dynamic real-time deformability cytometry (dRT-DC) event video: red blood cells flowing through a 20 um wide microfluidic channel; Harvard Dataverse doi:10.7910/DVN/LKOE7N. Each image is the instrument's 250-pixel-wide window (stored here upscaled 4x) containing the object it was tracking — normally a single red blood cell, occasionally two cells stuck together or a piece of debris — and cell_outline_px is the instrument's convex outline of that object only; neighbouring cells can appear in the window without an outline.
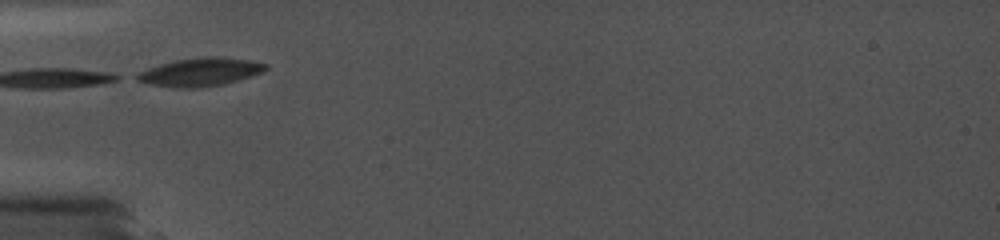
{"species": "common noctule bat (a hibernating species)", "species_latin": "Nyctalus noctula", "temperature_condition": "cold", "stored_images_in_passage": 20, "camera_frame_rate_fps": 5000, "um_per_image_px": 0.085, "animal": {"sex": "female", "body_mass_g": 19.0, "forearm_length_mm": 56.7}, "frame": {"image": 1, "passage_image": 1, "time_ms": 0.0, "image_size_px": [1000, 240], "cell_outline_px": [[268, 68], [264, 72], [224, 84], [200, 88], [176, 88], [152, 84], [136, 80], [128, 76], [136, 72], [172, 60], [200, 56], [212, 56], [248, 60], [268, 64]], "centroid_in_image_um": [16.95, 6.12], "position_along_channel_um": 68.1, "area_um2": 21.56}}